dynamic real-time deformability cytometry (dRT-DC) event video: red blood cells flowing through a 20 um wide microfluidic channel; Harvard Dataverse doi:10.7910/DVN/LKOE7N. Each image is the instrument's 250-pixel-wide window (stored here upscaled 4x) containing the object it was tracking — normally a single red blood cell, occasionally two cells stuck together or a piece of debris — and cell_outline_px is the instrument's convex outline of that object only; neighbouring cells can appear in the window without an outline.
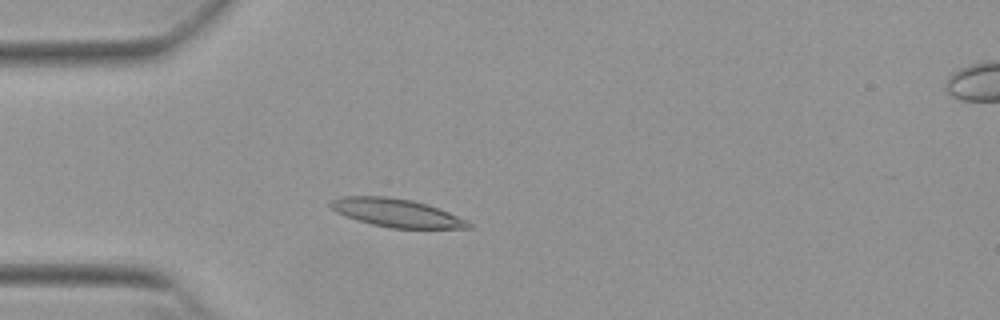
{"species": "Egyptian fruit bat (a non-hibernating species)", "species_latin": "Rousettus aegyptiacus", "temperature_condition": "warm", "stored_images_in_passage": 50, "camera_frame_rate_fps": 3000, "um_per_image_px": 0.085, "animal": {"sex": "female"}, "frame": {"image": 1, "passage_image": 12, "time_ms": 3.667, "image_size_px": [1000, 320], "cell_outline_px": [[472, 228], [392, 228], [372, 224], [356, 220], [344, 216], [336, 212], [328, 204], [332, 200], [344, 196], [388, 196], [412, 200], [448, 212], [472, 224]], "centroid_in_image_um": [33.64, 18.09], "position_along_channel_um": 51.4, "area_um2": 22.37}}
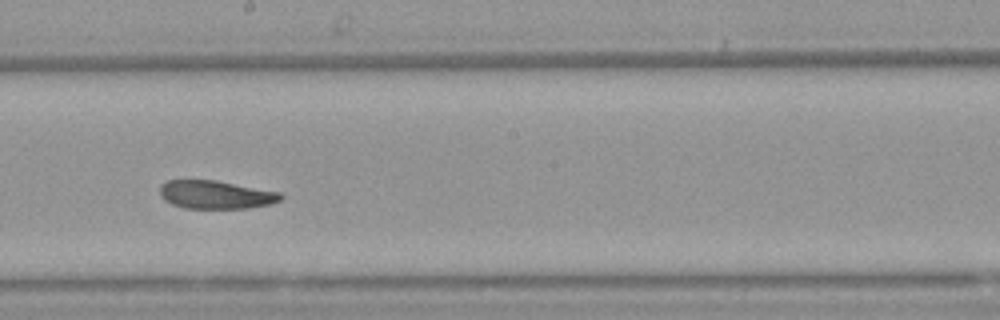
{"frame": {"image": 2, "passage_image": 27, "time_ms": 8.667, "image_size_px": [1000, 320], "cell_outline_px": [[284, 196], [280, 200], [272, 204], [248, 208], [184, 208], [172, 204], [164, 200], [160, 196], [160, 184], [168, 180], [216, 180], [280, 192]], "centroid_in_image_um": [18.34, 16.54], "position_along_channel_um": 229.9, "area_um2": 20.0}}
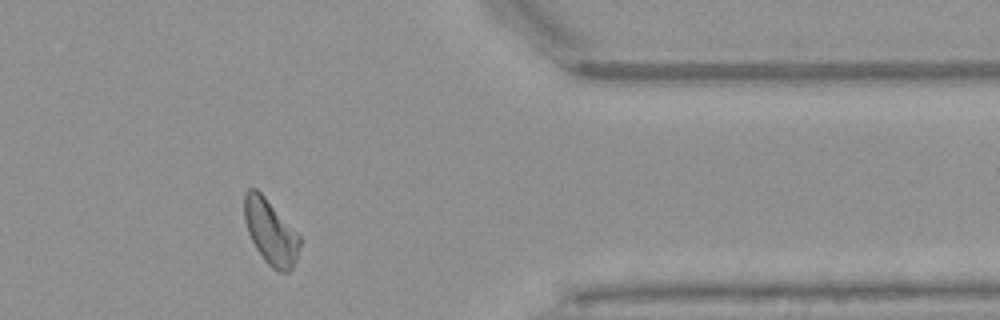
{"frame": {"image": 3, "passage_image": 41, "time_ms": 13.333, "image_size_px": [1000, 320], "cell_outline_px": [[300, 248], [292, 268], [288, 272], [280, 272], [272, 268], [264, 260], [256, 248], [248, 232], [244, 220], [244, 192], [248, 188], [256, 188], [264, 196], [300, 236]], "centroid_in_image_um": [22.98, 19.71], "position_along_channel_um": 388.4, "area_um2": 20.75}, "authors_computed_cell_mechanics": {"area_um2": 21.1259, "velocity_mm_per_s": 3.8133, "shape_relaxation_time_tau1_ms": null, "shape_relaxation_time_tau2_ms": 3.0961, "deformation_change_tau1": null, "deformation_change_tau2": 0.1013}}